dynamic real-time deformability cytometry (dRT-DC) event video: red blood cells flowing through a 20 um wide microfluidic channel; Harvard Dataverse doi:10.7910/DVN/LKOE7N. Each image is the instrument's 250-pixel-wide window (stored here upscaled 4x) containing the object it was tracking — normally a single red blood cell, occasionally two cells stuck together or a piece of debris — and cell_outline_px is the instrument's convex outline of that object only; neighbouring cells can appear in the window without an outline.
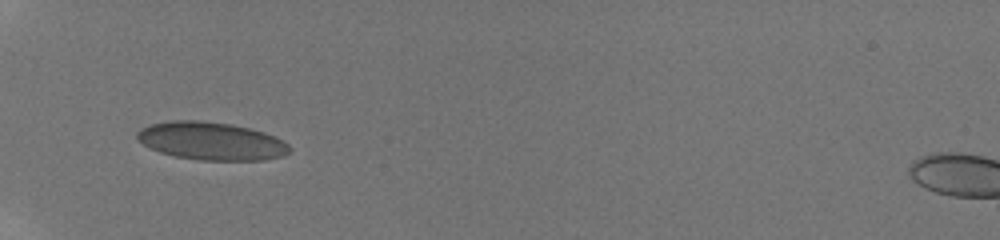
{"species": "human", "species_latin": "Homo sapiens", "temperature_condition": "room temperature", "stored_images_in_passage": 24, "camera_frame_rate_fps": 3000, "um_per_image_px": 0.085, "donor": {"sex": "male"}, "frame": {"image": 1, "passage_image": 1, "time_ms": 0.0, "image_size_px": [1000, 240], "cell_outline_px": [[292, 152], [284, 156], [264, 160], [200, 160], [172, 156], [160, 152], [136, 140], [136, 132], [140, 128], [152, 124], [172, 120], [200, 120], [232, 124], [264, 132], [276, 136], [288, 144], [292, 148]], "centroid_in_image_um": [17.98, 11.99], "position_along_channel_um": 67.0, "area_um2": 33.99}}
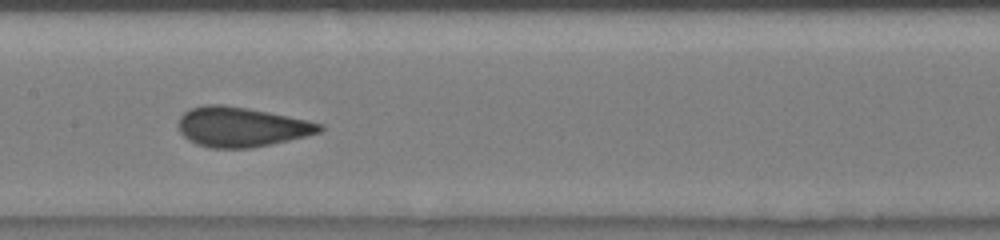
{"frame": {"image": 2, "passage_image": 8, "time_ms": 3.333, "image_size_px": [1000, 240], "cell_outline_px": [[324, 128], [320, 132], [288, 140], [248, 148], [212, 148], [196, 144], [188, 140], [180, 132], [180, 116], [184, 112], [192, 108], [204, 104], [224, 104], [248, 108], [308, 120], [324, 124]], "centroid_in_image_um": [20.51, 10.78], "position_along_channel_um": 186.9, "area_um2": 32.48}}
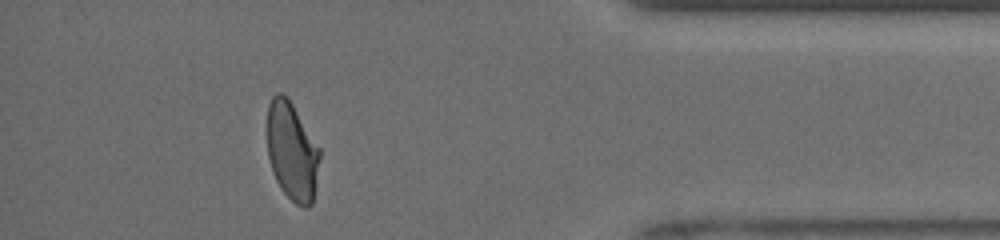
{"frame": {"image": 3, "passage_image": 21, "time_ms": 9.667, "image_size_px": [1000, 240], "cell_outline_px": [[320, 156], [312, 204], [308, 208], [304, 208], [296, 204], [280, 188], [272, 172], [268, 156], [268, 104], [272, 96], [276, 92], [280, 92], [288, 96], [320, 148]], "centroid_in_image_um": [24.82, 12.84], "position_along_channel_um": 410.4, "area_um2": 30.17}, "authors_computed_cell_mechanics": {"area_um2": 31.9345, "velocity_mm_per_s": 3.9617, "shape_relaxation_time_tau1_ms": 5.5997, "shape_relaxation_time_tau2_ms": null, "deformation_change_tau1": 0.1426, "deformation_change_tau2": null}}